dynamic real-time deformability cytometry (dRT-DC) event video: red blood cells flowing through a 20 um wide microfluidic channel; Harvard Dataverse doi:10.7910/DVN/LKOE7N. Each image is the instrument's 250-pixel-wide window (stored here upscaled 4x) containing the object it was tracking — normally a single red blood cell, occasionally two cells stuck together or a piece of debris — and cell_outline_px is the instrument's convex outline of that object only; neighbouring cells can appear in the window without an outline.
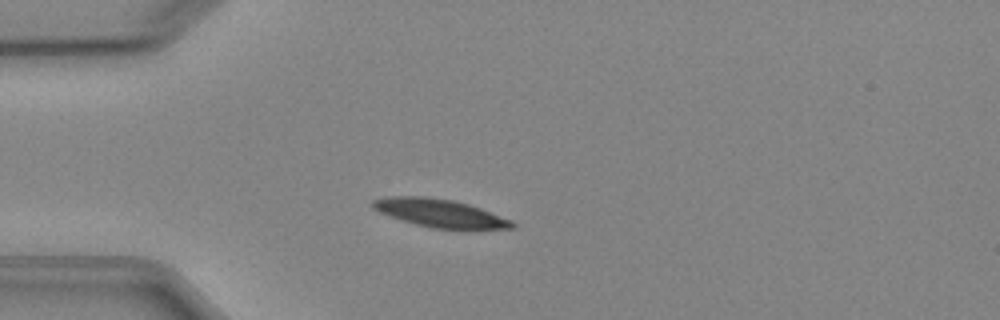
{"species": "Egyptian fruit bat (a non-hibernating species)", "species_latin": "Rousettus aegyptiacus", "temperature_condition": "cold", "stored_images_in_passage": 4, "camera_frame_rate_fps": 3000, "um_per_image_px": 0.085, "animal": {"sex": "female"}, "frame": {"image": 1, "passage_image": 3, "time_ms": 2.333, "image_size_px": [1000, 320], "cell_outline_px": [[516, 228], [432, 228], [416, 224], [380, 212], [372, 208], [372, 200], [384, 196], [424, 196], [452, 200], [468, 204], [480, 208], [512, 220], [516, 224]], "centroid_in_image_um": [37.37, 18.09], "position_along_channel_um": 47.6, "area_um2": 22.37}}